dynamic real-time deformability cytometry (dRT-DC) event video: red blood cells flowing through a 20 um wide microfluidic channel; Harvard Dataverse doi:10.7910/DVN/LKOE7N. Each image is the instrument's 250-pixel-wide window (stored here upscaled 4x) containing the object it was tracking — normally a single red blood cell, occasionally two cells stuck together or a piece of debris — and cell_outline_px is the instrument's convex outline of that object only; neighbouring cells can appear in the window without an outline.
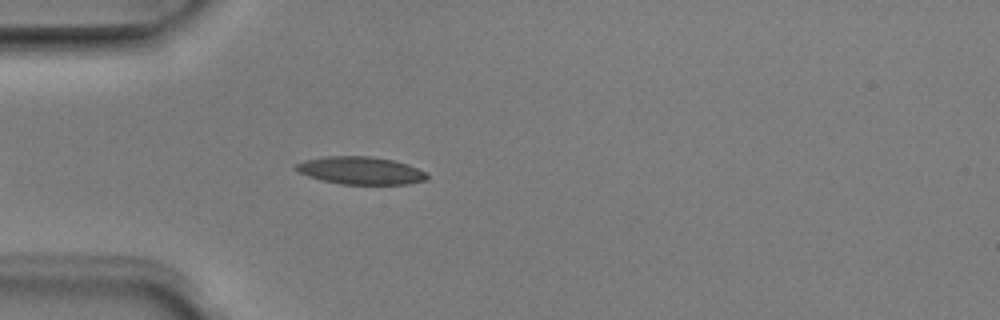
{"species": "Egyptian fruit bat (a non-hibernating species)", "species_latin": "Rousettus aegyptiacus", "temperature_condition": "room temperature", "stored_images_in_passage": 5, "camera_frame_rate_fps": 3000, "um_per_image_px": 0.085, "animal": {"sex": "male"}, "frame": {"image": 1, "passage_image": 5, "time_ms": 1.333, "image_size_px": [1000, 320], "cell_outline_px": [[428, 180], [408, 184], [340, 184], [308, 176], [292, 168], [296, 164], [304, 160], [324, 156], [368, 156], [392, 160], [408, 164], [428, 172]], "centroid_in_image_um": [30.68, 14.49], "position_along_channel_um": 54.3, "area_um2": 21.21}}